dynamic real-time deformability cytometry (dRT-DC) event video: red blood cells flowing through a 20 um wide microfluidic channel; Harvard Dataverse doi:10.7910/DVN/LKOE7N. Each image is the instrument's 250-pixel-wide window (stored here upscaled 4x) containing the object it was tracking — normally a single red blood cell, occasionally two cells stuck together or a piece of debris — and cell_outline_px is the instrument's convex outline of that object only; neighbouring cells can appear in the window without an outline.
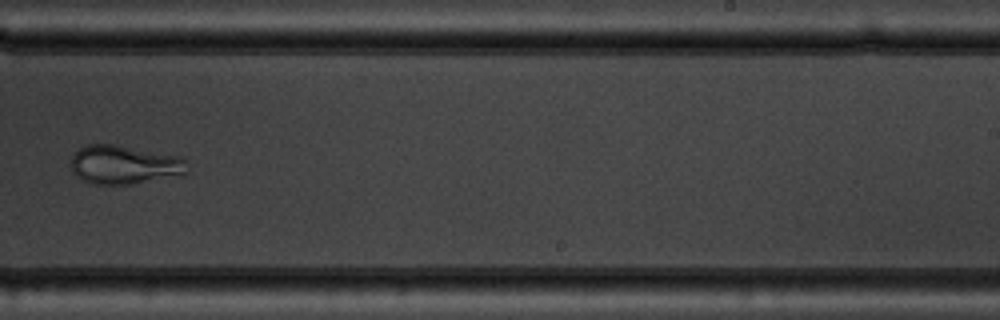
{"species": "common noctule bat (a hibernating species)", "species_latin": "Nyctalus noctula", "temperature_condition": "warm", "stored_images_in_passage": 7, "camera_frame_rate_fps": 3000, "um_per_image_px": 0.085, "animal": {"sex": "male", "body_mass_g": 19.5, "forearm_length_mm": 54.6}, "frame": {"image": 1, "passage_image": 7, "time_ms": 7.667, "image_size_px": [1000, 320], "cell_outline_px": [[188, 172], [132, 184], [92, 184], [76, 176], [72, 172], [72, 156], [84, 144], [112, 144], [180, 156], [184, 160]], "centroid_in_image_um": [10.5, 13.99], "position_along_channel_um": 278.5, "area_um2": 25.84}}